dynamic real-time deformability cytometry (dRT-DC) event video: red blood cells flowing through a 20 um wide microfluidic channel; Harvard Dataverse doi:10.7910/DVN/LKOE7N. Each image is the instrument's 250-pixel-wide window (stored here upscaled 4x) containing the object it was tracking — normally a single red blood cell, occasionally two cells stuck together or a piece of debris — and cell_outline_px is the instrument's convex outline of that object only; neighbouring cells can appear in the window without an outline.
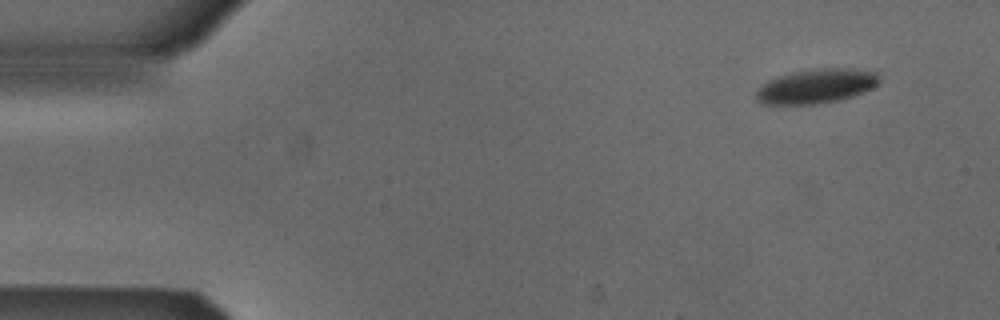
{"species": "Egyptian fruit bat (a non-hibernating species)", "species_latin": "Rousettus aegyptiacus", "temperature_condition": "cold", "stored_images_in_passage": 4, "camera_frame_rate_fps": 3000, "um_per_image_px": 0.085, "animal": {"sex": "male"}, "frame": {"image": 1, "passage_image": 1, "time_ms": 0.0, "image_size_px": [1000, 320], "cell_outline_px": [[880, 80], [876, 84], [852, 96], [836, 100], [812, 104], [760, 104], [756, 100], [756, 92], [768, 80], [792, 72], [812, 68], [852, 68], [876, 72], [880, 76]], "centroid_in_image_um": [69.35, 7.3], "position_along_channel_um": 15.6, "area_um2": 24.33}}